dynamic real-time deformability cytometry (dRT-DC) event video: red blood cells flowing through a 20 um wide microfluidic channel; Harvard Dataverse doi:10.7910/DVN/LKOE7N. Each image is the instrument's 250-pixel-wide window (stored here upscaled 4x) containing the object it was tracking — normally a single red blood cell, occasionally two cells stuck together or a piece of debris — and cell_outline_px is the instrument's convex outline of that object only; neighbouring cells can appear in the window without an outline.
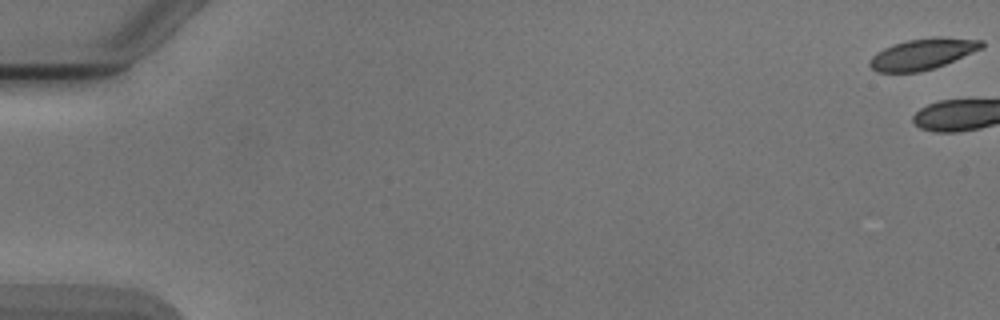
{"species": "Egyptian fruit bat (a non-hibernating species)", "species_latin": "Rousettus aegyptiacus", "temperature_condition": "cold", "stored_images_in_passage": 8, "camera_frame_rate_fps": 3000, "um_per_image_px": 0.085, "animal": {"sex": "male"}, "frame": {"image": 1, "passage_image": 1, "time_ms": 0.0, "image_size_px": [1000, 320], "cell_outline_px": [[984, 48], [944, 64], [920, 72], [876, 72], [868, 64], [868, 60], [876, 52], [892, 44], [908, 40], [936, 36], [940, 36], [984, 40]], "centroid_in_image_um": [78.42, 4.57], "position_along_channel_um": 6.6, "area_um2": 20.35}}